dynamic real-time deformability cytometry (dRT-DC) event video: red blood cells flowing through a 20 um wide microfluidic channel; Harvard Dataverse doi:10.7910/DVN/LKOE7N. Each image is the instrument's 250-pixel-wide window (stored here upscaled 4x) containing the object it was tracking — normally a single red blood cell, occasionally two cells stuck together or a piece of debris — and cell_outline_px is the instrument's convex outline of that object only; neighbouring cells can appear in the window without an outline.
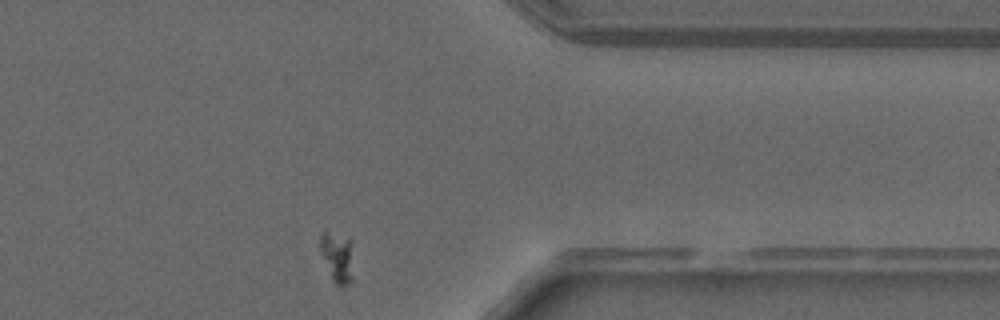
{"species": "common noctule bat (a hibernating species)", "species_latin": "Nyctalus noctula", "temperature_condition": "warm", "stored_images_in_passage": 24, "camera_frame_rate_fps": 3000, "um_per_image_px": 0.085, "animal": {"sex": "male", "forearm_length_mm": 52.5}, "frame": {"image": 1, "passage_image": 23, "time_ms": 7.333, "image_size_px": [1000, 320], "cell_outline_px": [[352, 280], [348, 284], [340, 288], [332, 280], [320, 252], [320, 236], [324, 228], [352, 240]], "centroid_in_image_um": [28.66, 21.82], "position_along_channel_um": 382.7, "area_um2": 10.12}}